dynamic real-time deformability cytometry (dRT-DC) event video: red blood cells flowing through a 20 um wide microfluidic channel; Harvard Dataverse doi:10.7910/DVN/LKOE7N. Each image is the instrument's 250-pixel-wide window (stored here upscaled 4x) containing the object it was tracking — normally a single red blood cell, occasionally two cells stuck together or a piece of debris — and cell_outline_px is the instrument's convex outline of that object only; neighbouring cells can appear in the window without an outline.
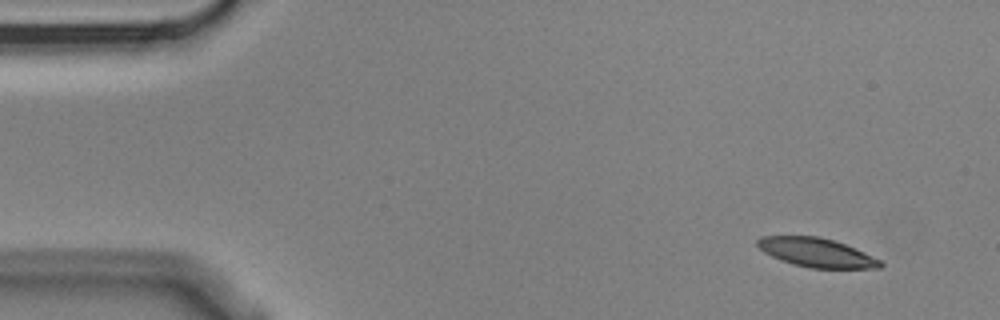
{"species": "Egyptian fruit bat (a non-hibernating species)", "species_latin": "Rousettus aegyptiacus", "temperature_condition": "cold", "stored_images_in_passage": 11, "camera_frame_rate_fps": 3000, "um_per_image_px": 0.085, "animal": {"sex": "male"}, "frame": {"image": 1, "passage_image": 1, "time_ms": 0.0, "image_size_px": [1000, 320], "cell_outline_px": [[884, 264], [880, 268], [812, 268], [792, 264], [780, 260], [764, 252], [756, 244], [756, 240], [760, 236], [820, 236], [844, 244], [864, 252], [880, 260]], "centroid_in_image_um": [69.38, 21.46], "position_along_channel_um": 15.6, "area_um2": 20.63}}
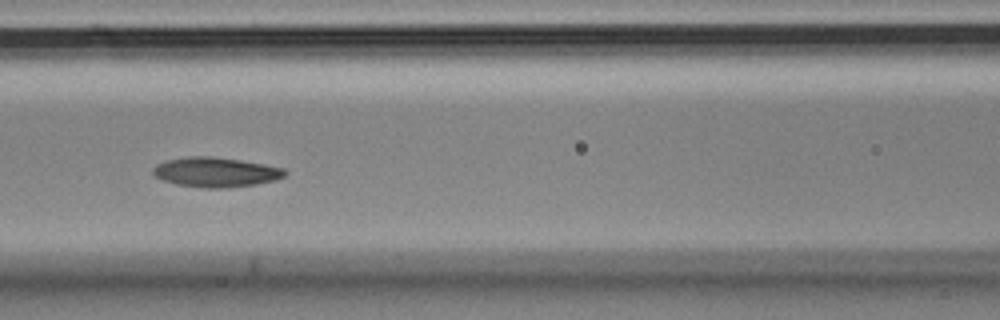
{"frame": {"image": 2, "passage_image": 6, "time_ms": 1.667, "image_size_px": [1000, 320], "cell_outline_px": [[288, 172], [284, 176], [276, 180], [256, 184], [228, 188], [200, 188], [176, 184], [164, 180], [156, 176], [152, 172], [152, 168], [156, 164], [168, 160], [188, 156], [208, 156], [240, 160], [264, 164], [284, 168]], "centroid_in_image_um": [18.35, 14.64], "position_along_channel_um": 148.3, "area_um2": 22.89}}
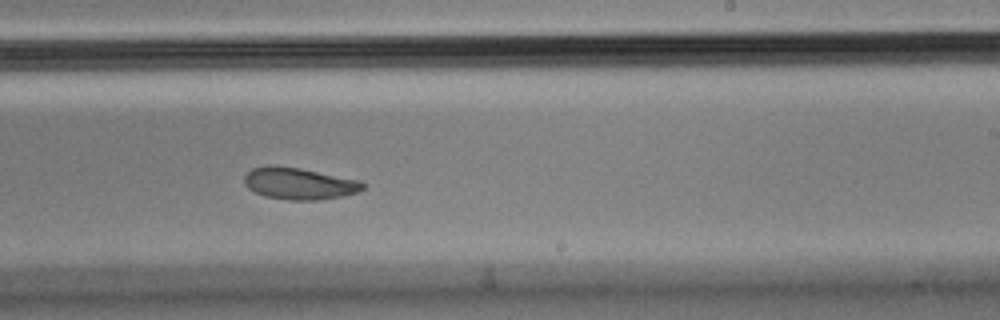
{"frame": {"image": 3, "passage_image": 9, "time_ms": 2.667, "image_size_px": [1000, 320], "cell_outline_px": [[364, 188], [356, 192], [344, 196], [316, 200], [288, 200], [264, 196], [248, 188], [244, 184], [244, 176], [252, 168], [300, 168], [360, 180], [364, 184]], "centroid_in_image_um": [25.47, 15.64], "position_along_channel_um": 263.5, "area_um2": 21.33}}